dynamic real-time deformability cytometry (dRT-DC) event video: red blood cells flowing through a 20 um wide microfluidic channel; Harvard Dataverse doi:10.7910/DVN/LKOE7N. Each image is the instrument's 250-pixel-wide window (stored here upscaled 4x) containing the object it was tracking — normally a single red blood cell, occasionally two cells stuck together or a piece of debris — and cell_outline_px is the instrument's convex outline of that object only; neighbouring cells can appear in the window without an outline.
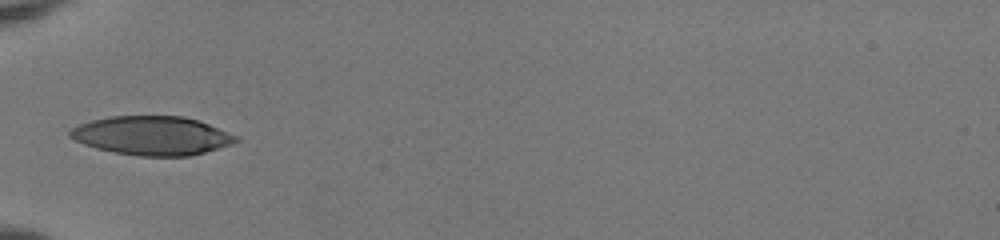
{"species": "human", "species_latin": "Homo sapiens", "temperature_condition": "room temperature", "stored_images_in_passage": 34, "camera_frame_rate_fps": 3000, "um_per_image_px": 0.085, "donor": {"sex": "female"}, "frame": {"image": 1, "passage_image": 1, "time_ms": 0.0, "image_size_px": [1000, 240], "cell_outline_px": [[240, 140], [232, 144], [192, 156], [136, 156], [96, 148], [84, 144], [68, 136], [68, 132], [72, 128], [80, 124], [92, 120], [112, 116], [184, 116], [208, 124], [240, 136]], "centroid_in_image_um": [12.95, 11.53], "position_along_channel_um": 72.0, "area_um2": 37.57}}
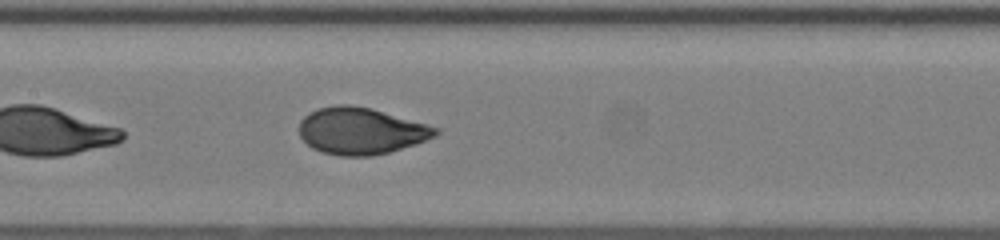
{"frame": {"image": 2, "passage_image": 9, "time_ms": 2.667, "image_size_px": [1000, 240], "cell_outline_px": [[440, 132], [436, 136], [416, 144], [388, 152], [372, 156], [340, 156], [320, 152], [312, 148], [300, 136], [300, 120], [308, 112], [316, 108], [336, 104], [348, 104], [372, 108], [440, 128]], "centroid_in_image_um": [30.67, 11.12], "position_along_channel_um": 176.7, "area_um2": 37.4}}
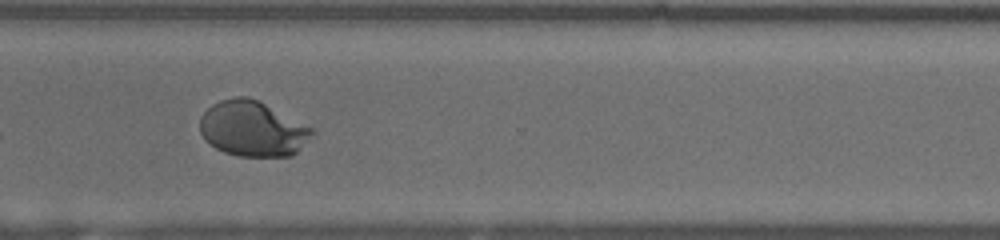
{"frame": {"image": 3, "passage_image": 22, "time_ms": 7.0, "image_size_px": [1000, 240], "cell_outline_px": [[316, 132], [292, 156], [240, 156], [224, 152], [216, 148], [204, 140], [200, 132], [200, 116], [212, 104], [220, 100], [236, 96], [248, 96], [312, 128]], "centroid_in_image_um": [21.43, 10.95], "position_along_channel_um": 349.2, "area_um2": 35.84}, "authors_computed_cell_mechanics": {"area_um2": 36.6741, "velocity_mm_per_s": 3.9882, "shape_relaxation_time_tau1_ms": 3.8713, "shape_relaxation_time_tau2_ms": null, "deformation_change_tau1": 0.2194, "deformation_change_tau2": null}}